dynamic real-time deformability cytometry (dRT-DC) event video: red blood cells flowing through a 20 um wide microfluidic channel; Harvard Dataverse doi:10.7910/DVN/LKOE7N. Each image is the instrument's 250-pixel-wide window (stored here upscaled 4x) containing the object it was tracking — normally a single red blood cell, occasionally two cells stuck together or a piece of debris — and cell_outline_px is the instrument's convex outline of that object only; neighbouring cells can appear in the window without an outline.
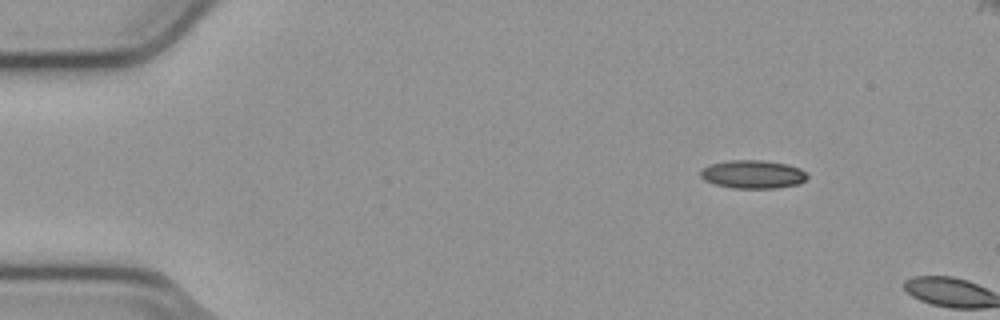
{"species": "common noctule bat (a hibernating species)", "species_latin": "Nyctalus noctula", "temperature_condition": "cold", "stored_images_in_passage": 3, "camera_frame_rate_fps": 3000, "um_per_image_px": 0.085, "animal": {"sex": "male", "body_mass_g": 23.1, "forearm_length_mm": 52.7}, "frame": {"image": 1, "passage_image": 1, "time_ms": 0.0, "image_size_px": [1000, 320], "cell_outline_px": [[808, 176], [800, 184], [776, 188], [736, 188], [716, 184], [704, 180], [700, 176], [700, 172], [704, 168], [712, 164], [728, 160], [760, 160], [788, 164], [800, 168]], "centroid_in_image_um": [64.01, 14.81], "position_along_channel_um": 21.0, "area_um2": 17.46}}